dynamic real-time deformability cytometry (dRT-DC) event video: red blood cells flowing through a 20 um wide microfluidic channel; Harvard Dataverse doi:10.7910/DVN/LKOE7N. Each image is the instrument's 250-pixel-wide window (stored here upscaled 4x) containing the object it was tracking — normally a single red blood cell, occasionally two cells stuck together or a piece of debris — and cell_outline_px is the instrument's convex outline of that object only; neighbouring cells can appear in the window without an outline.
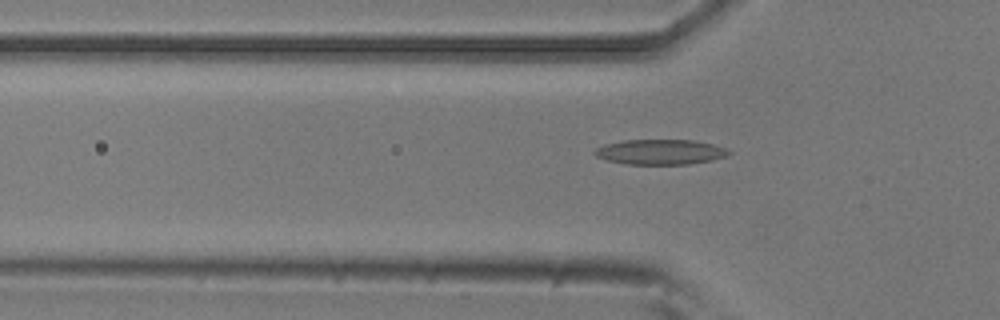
{"species": "common noctule bat (a hibernating species)", "species_latin": "Nyctalus noctula", "temperature_condition": "room temperature", "stored_images_in_passage": 41, "camera_frame_rate_fps": 3000, "um_per_image_px": 0.085, "animal": {"sex": "male", "body_mass_g": 20.5, "forearm_length_mm": 52.5}, "frame": {"image": 1, "passage_image": 14, "time_ms": 4.333, "image_size_px": [1000, 320], "cell_outline_px": [[732, 152], [728, 156], [712, 160], [688, 164], [624, 164], [608, 160], [596, 156], [592, 152], [596, 148], [604, 144], [624, 140], [692, 140], [712, 144], [728, 148]], "centroid_in_image_um": [56.14, 12.91], "position_along_channel_um": 69.7, "area_um2": 19.71}}
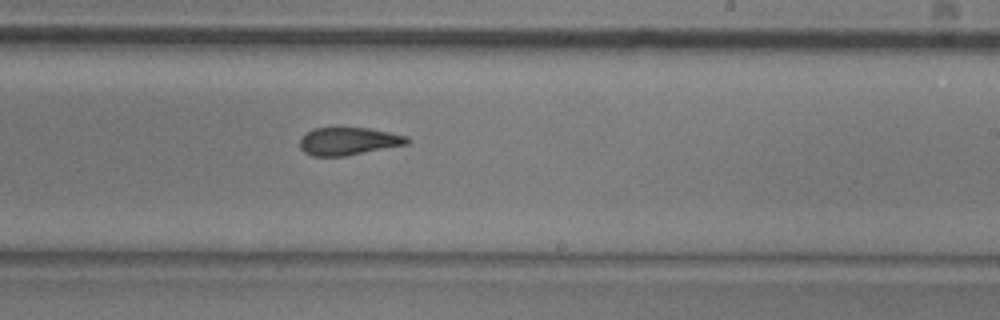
{"frame": {"image": 2, "passage_image": 29, "time_ms": 9.333, "image_size_px": [1000, 320], "cell_outline_px": [[412, 140], [408, 144], [344, 156], [312, 156], [304, 152], [300, 148], [300, 140], [312, 128], [336, 124], [340, 124], [368, 128], [408, 136]], "centroid_in_image_um": [29.6, 11.95], "position_along_channel_um": 259.4, "area_um2": 18.09}}
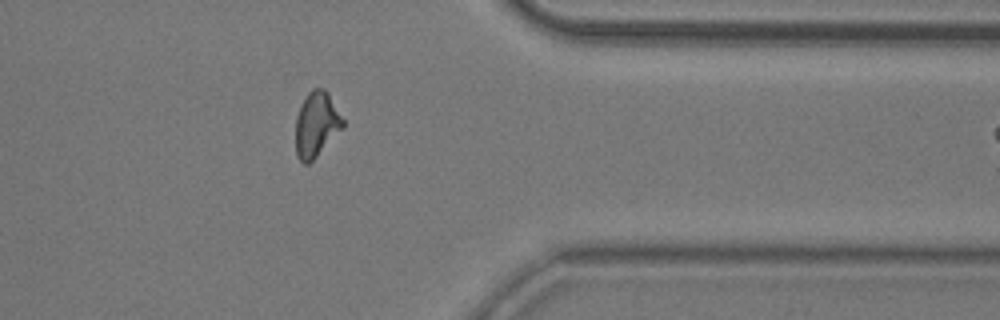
{"frame": {"image": 3, "passage_image": 40, "time_ms": 13.0, "image_size_px": [1000, 320], "cell_outline_px": [[344, 128], [308, 164], [304, 164], [296, 156], [296, 116], [308, 92], [312, 88], [324, 88], [328, 92], [344, 120]], "centroid_in_image_um": [26.91, 10.57], "position_along_channel_um": 384.5, "area_um2": 17.86}}